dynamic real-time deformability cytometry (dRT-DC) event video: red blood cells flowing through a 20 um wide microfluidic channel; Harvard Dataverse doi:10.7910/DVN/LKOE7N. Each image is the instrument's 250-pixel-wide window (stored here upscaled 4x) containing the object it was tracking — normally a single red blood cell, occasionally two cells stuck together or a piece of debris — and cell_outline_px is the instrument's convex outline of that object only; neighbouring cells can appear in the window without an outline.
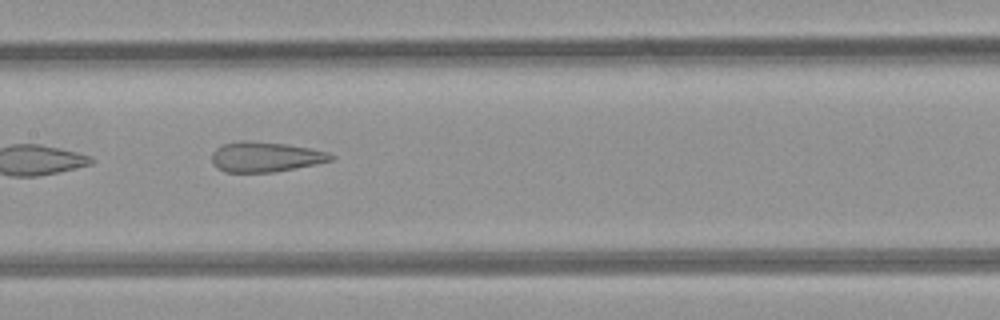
{"species": "common noctule bat (a hibernating species)", "species_latin": "Nyctalus noctula", "temperature_condition": "room temperature", "stored_images_in_passage": 9, "camera_frame_rate_fps": 3000, "um_per_image_px": 0.085, "animal": {"sex": "female", "body_mass_g": 21.9}, "frame": {"image": 1, "passage_image": 7, "time_ms": 6.667, "image_size_px": [1000, 320], "cell_outline_px": [[336, 156], [332, 160], [316, 164], [272, 172], [224, 172], [216, 168], [212, 164], [212, 152], [216, 148], [224, 144], [240, 140], [244, 140], [284, 144], [308, 148], [328, 152]], "centroid_in_image_um": [22.52, 13.34], "position_along_channel_um": 184.9, "area_um2": 20.81}}
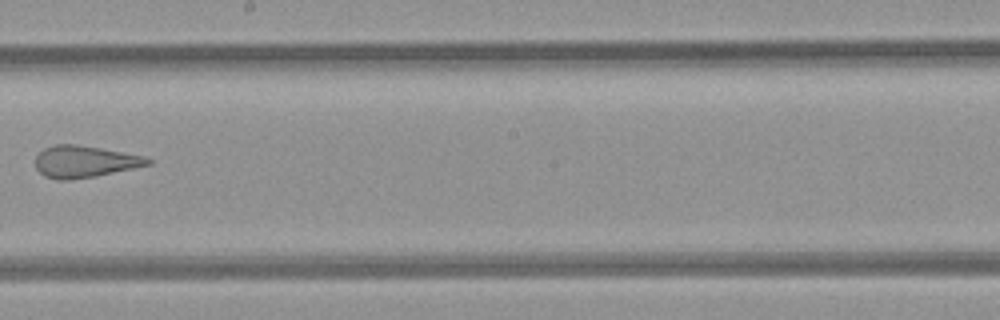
{"frame": {"image": 2, "passage_image": 8, "time_ms": 8.0, "image_size_px": [1000, 320], "cell_outline_px": [[152, 164], [96, 176], [72, 180], [56, 180], [44, 176], [36, 168], [36, 156], [44, 148], [56, 144], [76, 144], [100, 148], [140, 156], [152, 160]], "centroid_in_image_um": [7.14, 13.75], "position_along_channel_um": 241.1, "area_um2": 20.63}}